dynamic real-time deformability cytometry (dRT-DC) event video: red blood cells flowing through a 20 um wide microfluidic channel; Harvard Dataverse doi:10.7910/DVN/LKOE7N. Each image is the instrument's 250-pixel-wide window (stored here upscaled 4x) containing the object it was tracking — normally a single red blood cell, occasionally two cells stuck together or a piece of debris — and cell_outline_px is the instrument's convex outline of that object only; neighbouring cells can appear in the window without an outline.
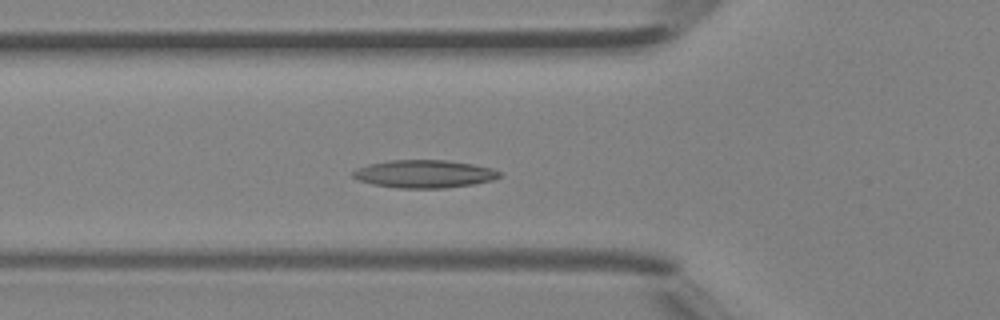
{"species": "Egyptian fruit bat (a non-hibernating species)", "species_latin": "Rousettus aegyptiacus", "temperature_condition": "room temperature", "stored_images_in_passage": 45, "camera_frame_rate_fps": 3000, "um_per_image_px": 0.085, "animal": {"sex": "female"}, "frame": {"image": 1, "passage_image": 14, "time_ms": 4.333, "image_size_px": [1000, 320], "cell_outline_px": [[500, 176], [492, 180], [472, 184], [444, 188], [396, 188], [372, 184], [360, 180], [352, 176], [352, 172], [356, 168], [368, 164], [392, 160], [444, 160], [472, 164], [492, 168], [500, 172]], "centroid_in_image_um": [36.03, 14.78], "position_along_channel_um": 89.8, "area_um2": 23.64}}
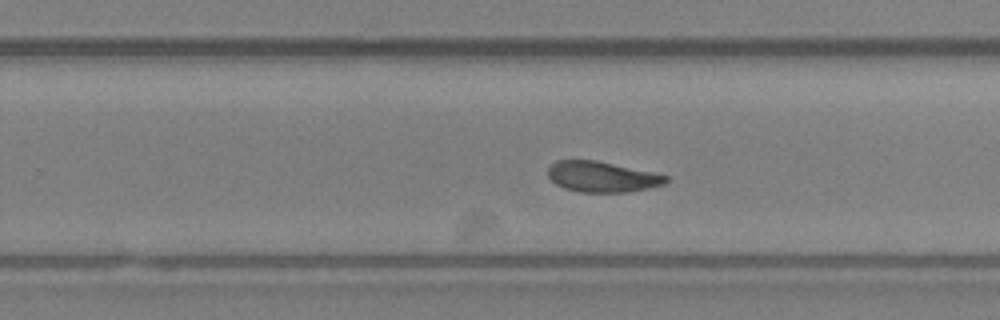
{"frame": {"image": 2, "passage_image": 27, "time_ms": 8.667, "image_size_px": [1000, 320], "cell_outline_px": [[668, 180], [664, 184], [648, 188], [628, 192], [580, 192], [564, 188], [556, 184], [548, 176], [548, 168], [556, 160], [596, 160], [652, 172], [668, 176]], "centroid_in_image_um": [51.16, 15.02], "position_along_channel_um": 278.6, "area_um2": 20.92}}
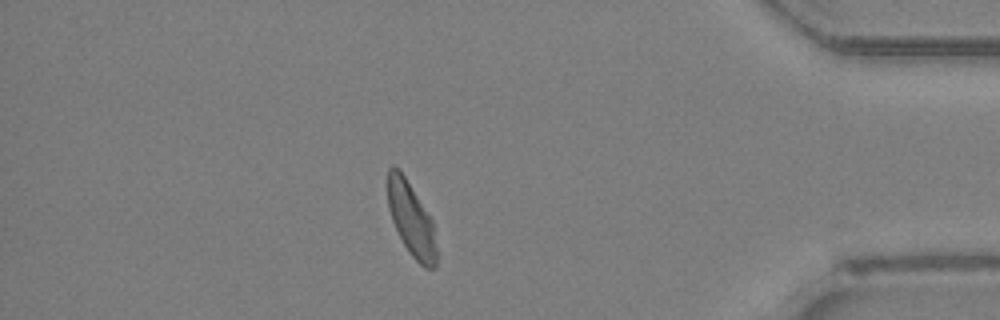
{"frame": {"image": 3, "passage_image": 38, "time_ms": 12.333, "image_size_px": [1000, 320], "cell_outline_px": [[436, 264], [432, 268], [424, 268], [412, 256], [404, 244], [392, 220], [388, 208], [388, 168], [392, 164], [404, 176], [432, 220], [436, 248]], "centroid_in_image_um": [34.95, 18.66], "position_along_channel_um": 400.3, "area_um2": 20.29}, "authors_computed_cell_mechanics": {"area_um2": 21.9062, "velocity_mm_per_s": 4.3775, "shape_relaxation_time_tau1_ms": 7.5205, "shape_relaxation_time_tau2_ms": 2.2679, "deformation_change_tau1": 0.1716, "deformation_change_tau2": 0.0793}}